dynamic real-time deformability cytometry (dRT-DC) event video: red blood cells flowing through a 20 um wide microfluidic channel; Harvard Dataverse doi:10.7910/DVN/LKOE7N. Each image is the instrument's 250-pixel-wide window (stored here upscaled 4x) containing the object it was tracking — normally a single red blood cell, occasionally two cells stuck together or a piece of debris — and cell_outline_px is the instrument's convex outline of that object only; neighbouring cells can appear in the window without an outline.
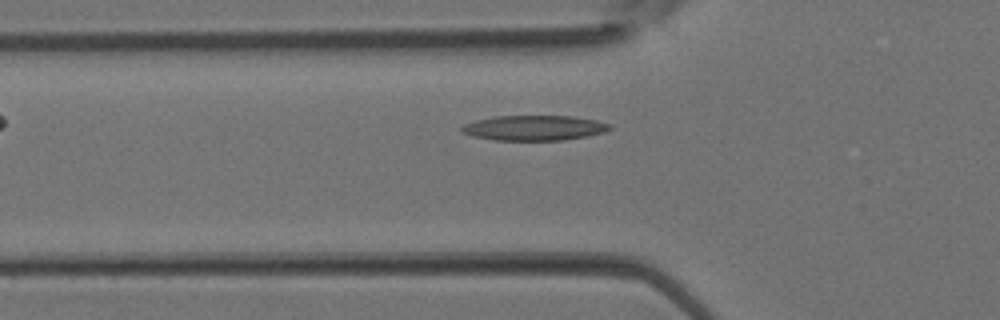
{"species": "Egyptian fruit bat (a non-hibernating species)", "species_latin": "Rousettus aegyptiacus", "temperature_condition": "room temperature", "stored_images_in_passage": 3, "camera_frame_rate_fps": 3000, "um_per_image_px": 0.085, "animal": {"sex": "female"}, "frame": {"image": 1, "passage_image": 3, "time_ms": 0.667, "image_size_px": [1000, 320], "cell_outline_px": [[612, 128], [604, 132], [564, 140], [496, 140], [472, 136], [460, 132], [460, 128], [464, 124], [476, 120], [496, 116], [576, 116], [596, 120], [612, 124]], "centroid_in_image_um": [45.4, 10.86], "position_along_channel_um": 80.4, "area_um2": 21.68}}